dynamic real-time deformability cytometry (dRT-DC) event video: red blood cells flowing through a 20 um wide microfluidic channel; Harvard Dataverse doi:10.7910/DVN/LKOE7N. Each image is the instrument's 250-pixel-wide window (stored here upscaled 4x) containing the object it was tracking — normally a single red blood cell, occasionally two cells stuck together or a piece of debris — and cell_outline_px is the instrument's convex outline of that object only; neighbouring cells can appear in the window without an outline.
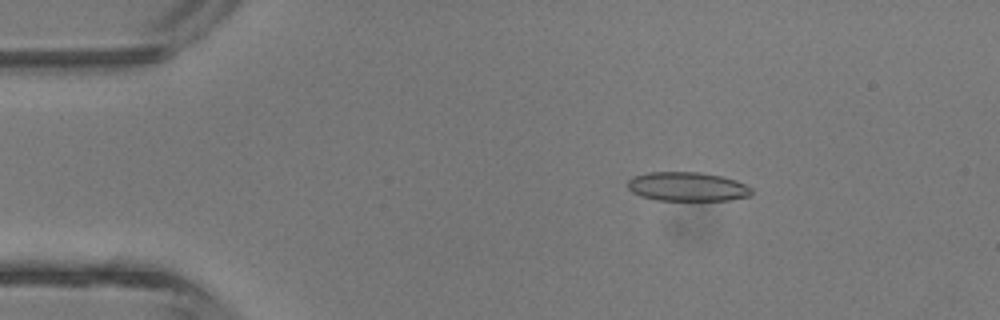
{"species": "common noctule bat (a hibernating species)", "species_latin": "Nyctalus noctula", "temperature_condition": "room temperature", "stored_images_in_passage": 43, "camera_frame_rate_fps": 3000, "um_per_image_px": 0.085, "animal": {"sex": "male", "body_mass_g": 13.3}, "frame": {"image": 1, "passage_image": 7, "time_ms": 2.0, "image_size_px": [1000, 320], "cell_outline_px": [[752, 196], [728, 200], [656, 200], [640, 196], [632, 192], [628, 188], [628, 180], [632, 176], [648, 172], [700, 172], [720, 176], [736, 180], [752, 188]], "centroid_in_image_um": [58.41, 15.86], "position_along_channel_um": 26.6, "area_um2": 21.1}}
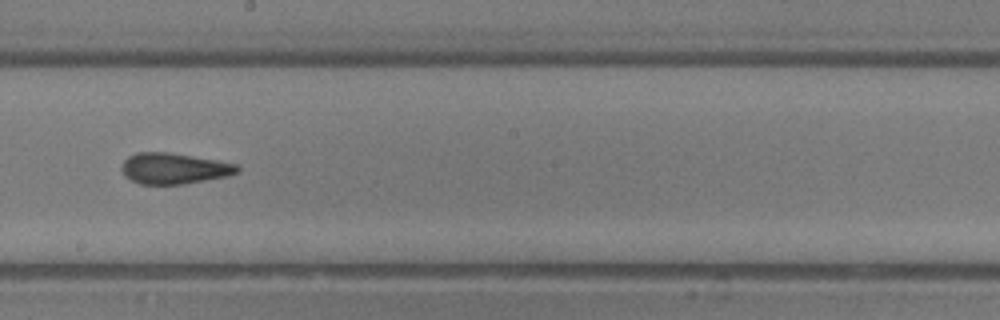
{"frame": {"image": 2, "passage_image": 24, "time_ms": 7.667, "image_size_px": [1000, 320], "cell_outline_px": [[240, 172], [228, 176], [184, 184], [140, 184], [124, 176], [120, 168], [120, 164], [128, 156], [136, 152], [168, 152], [240, 164]], "centroid_in_image_um": [14.79, 14.31], "position_along_channel_um": 233.4, "area_um2": 21.1}}
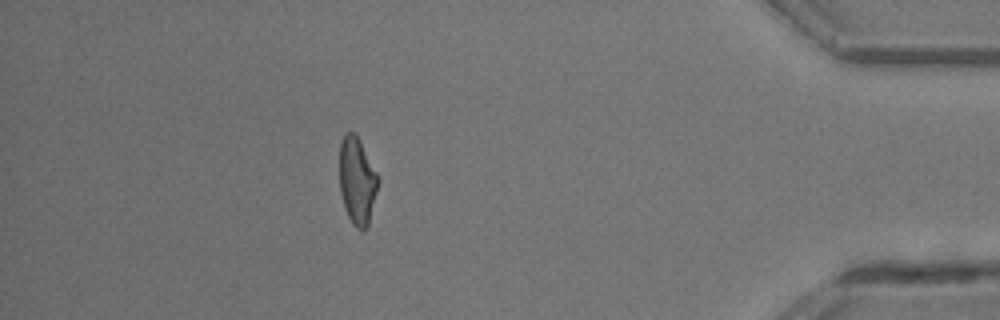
{"frame": {"image": 3, "passage_image": 38, "time_ms": 12.333, "image_size_px": [1000, 320], "cell_outline_px": [[380, 180], [368, 224], [364, 228], [356, 228], [352, 224], [344, 208], [340, 192], [340, 144], [344, 132], [352, 132], [360, 140]], "centroid_in_image_um": [30.35, 15.36], "position_along_channel_um": 404.9, "area_um2": 19.42}, "authors_computed_cell_mechanics": {"area_um2": 20.7502, "velocity_mm_per_s": 4.7705, "shape_relaxation_time_tau1_ms": null, "shape_relaxation_time_tau2_ms": 1.7187, "deformation_change_tau1": null, "deformation_change_tau2": 0.1153}}